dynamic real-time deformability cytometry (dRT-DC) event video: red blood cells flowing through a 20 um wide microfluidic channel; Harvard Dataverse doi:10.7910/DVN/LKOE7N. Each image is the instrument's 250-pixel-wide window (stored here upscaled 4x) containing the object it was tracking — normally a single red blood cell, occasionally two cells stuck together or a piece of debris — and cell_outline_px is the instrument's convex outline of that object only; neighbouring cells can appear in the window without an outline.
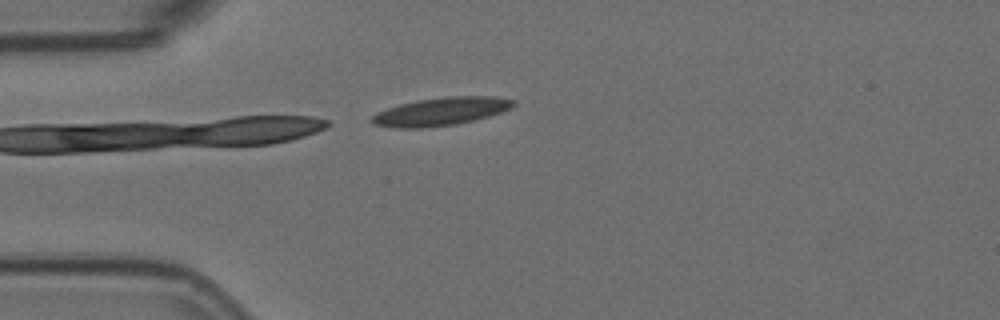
{"species": "Egyptian fruit bat (a non-hibernating species)", "species_latin": "Rousettus aegyptiacus", "temperature_condition": "room temperature", "stored_images_in_passage": 30, "camera_frame_rate_fps": 3000, "um_per_image_px": 0.085, "animal": {"sex": "female"}, "frame": {"image": 1, "passage_image": 1, "time_ms": 0.0, "image_size_px": [1000, 320], "cell_outline_px": [[516, 104], [512, 108], [488, 116], [456, 124], [424, 128], [396, 128], [372, 124], [372, 116], [376, 112], [400, 104], [416, 100], [452, 96], [496, 96], [516, 100]], "centroid_in_image_um": [37.49, 9.47], "position_along_channel_um": 47.5, "area_um2": 23.12}}
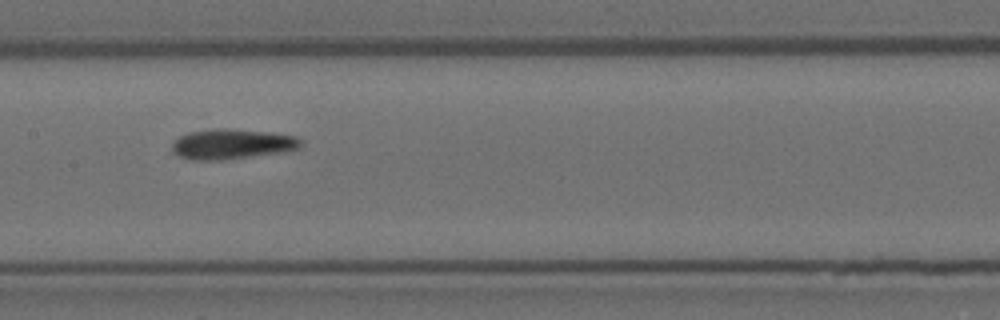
{"frame": {"image": 2, "passage_image": 14, "time_ms": 4.333, "image_size_px": [1000, 320], "cell_outline_px": [[304, 144], [300, 148], [284, 152], [224, 160], [188, 160], [180, 156], [172, 148], [172, 140], [188, 132], [216, 128], [224, 128], [268, 132], [296, 136]], "centroid_in_image_um": [19.72, 12.25], "position_along_channel_um": 187.7, "area_um2": 22.77}}
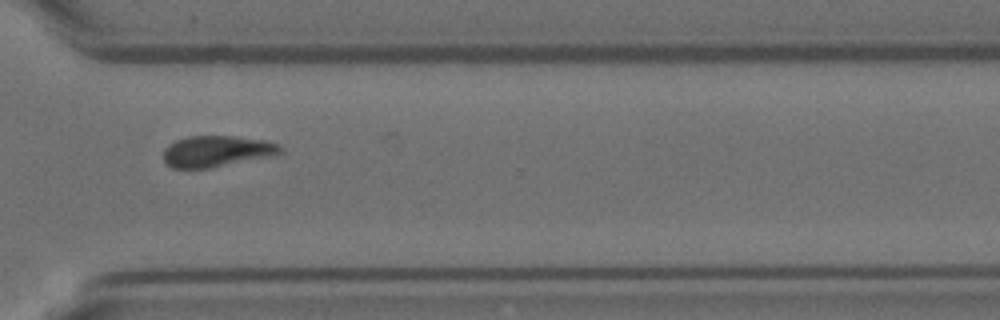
{"frame": {"image": 3, "passage_image": 28, "time_ms": 9.0, "image_size_px": [1000, 320], "cell_outline_px": [[284, 152], [272, 156], [208, 168], [172, 168], [164, 160], [164, 148], [168, 144], [176, 140], [188, 136], [232, 136], [264, 140], [280, 144], [284, 148]], "centroid_in_image_um": [18.45, 12.85], "position_along_channel_um": 352.2, "area_um2": 21.27}, "authors_computed_cell_mechanics": {"area_um2": 21.9351, "velocity_mm_per_s": 3.537, "shape_relaxation_time_tau1_ms": 4.0866, "shape_relaxation_time_tau2_ms": 4.3442, "deformation_change_tau1": 0.1219, "deformation_change_tau2": 0.1039}}